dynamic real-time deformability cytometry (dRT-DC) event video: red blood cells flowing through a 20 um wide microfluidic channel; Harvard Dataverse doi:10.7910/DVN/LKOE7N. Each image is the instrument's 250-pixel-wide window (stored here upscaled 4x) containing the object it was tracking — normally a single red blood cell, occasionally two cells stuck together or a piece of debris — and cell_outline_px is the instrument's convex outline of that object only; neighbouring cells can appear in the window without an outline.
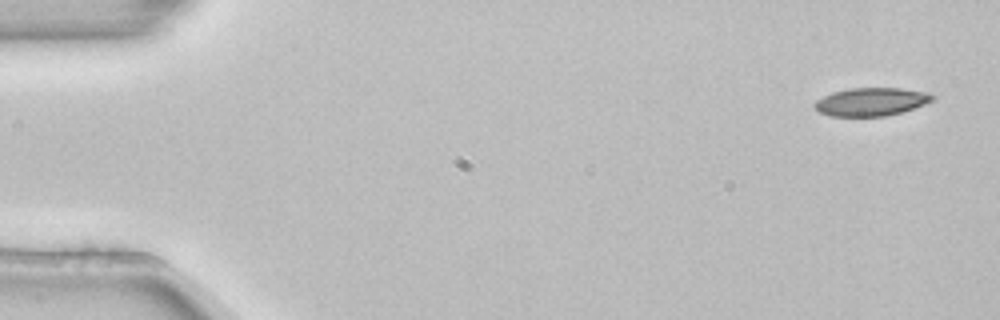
{"species": "common noctule bat (a hibernating species)", "species_latin": "Nyctalus noctula", "temperature_condition": "room temperature", "stored_images_in_passage": 4, "camera_frame_rate_fps": 3000, "um_per_image_px": 0.085, "animal": {"sex": "female", "body_mass_g": 22.7, "forearm_length_mm": 54.2}, "frame": {"image": 1, "passage_image": 1, "time_ms": 0.0, "image_size_px": [1000, 320], "cell_outline_px": [[936, 100], [900, 112], [884, 116], [828, 116], [820, 112], [812, 104], [816, 100], [832, 92], [848, 88], [900, 88], [928, 92], [936, 96]], "centroid_in_image_um": [74.05, 8.64], "position_along_channel_um": 10.9, "area_um2": 19.36}}
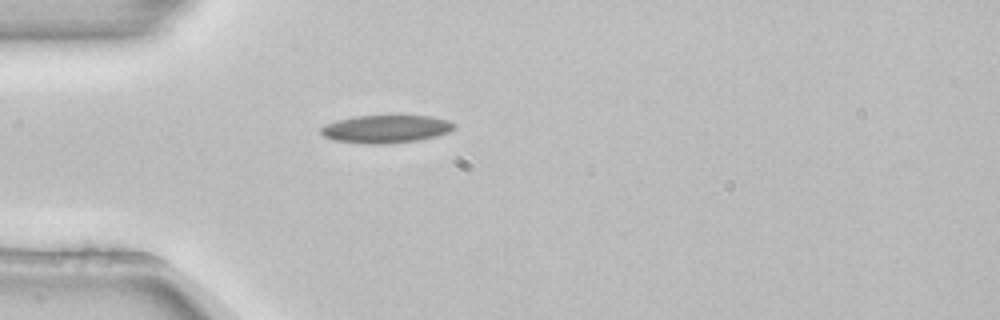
{"frame": {"image": 2, "passage_image": 4, "time_ms": 1.0, "image_size_px": [1000, 320], "cell_outline_px": [[456, 128], [448, 132], [436, 136], [416, 140], [380, 144], [368, 144], [336, 140], [324, 136], [320, 132], [320, 128], [324, 124], [336, 120], [356, 116], [432, 116], [448, 120], [456, 124]], "centroid_in_image_um": [32.8, 10.95], "position_along_channel_um": 52.2, "area_um2": 21.5}}